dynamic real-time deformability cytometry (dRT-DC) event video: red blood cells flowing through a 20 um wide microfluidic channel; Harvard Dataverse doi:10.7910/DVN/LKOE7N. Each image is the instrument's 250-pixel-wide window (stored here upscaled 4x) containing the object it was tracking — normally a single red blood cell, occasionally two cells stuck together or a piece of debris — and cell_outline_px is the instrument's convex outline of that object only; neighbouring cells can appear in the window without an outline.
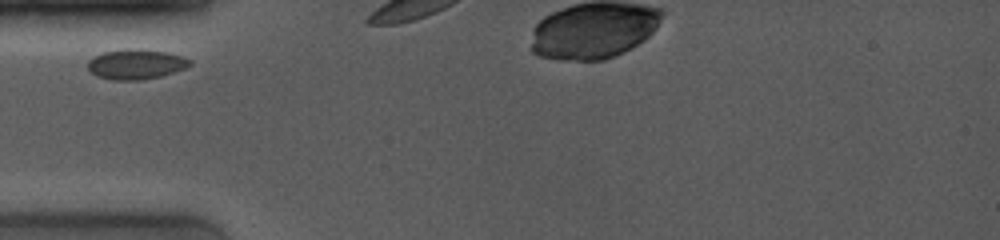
{"species": "common noctule bat (a hibernating species)", "species_latin": "Nyctalus noctula", "temperature_condition": "room temperature", "stored_images_in_passage": 2, "camera_frame_rate_fps": 4000, "um_per_image_px": 0.085, "animal": {"sex": "female", "body_mass_g": 19.0, "forearm_length_mm": 53.3}, "frame": {"image": 1, "passage_image": 1, "time_ms": 0.0, "image_size_px": [1000, 240], "cell_outline_px": [[192, 64], [184, 68], [160, 76], [140, 80], [112, 80], [96, 76], [88, 68], [88, 60], [92, 56], [104, 52], [124, 48], [140, 48], [168, 52], [184, 56], [192, 60]], "centroid_in_image_um": [11.55, 5.43], "position_along_channel_um": 73.4, "area_um2": 18.09}}